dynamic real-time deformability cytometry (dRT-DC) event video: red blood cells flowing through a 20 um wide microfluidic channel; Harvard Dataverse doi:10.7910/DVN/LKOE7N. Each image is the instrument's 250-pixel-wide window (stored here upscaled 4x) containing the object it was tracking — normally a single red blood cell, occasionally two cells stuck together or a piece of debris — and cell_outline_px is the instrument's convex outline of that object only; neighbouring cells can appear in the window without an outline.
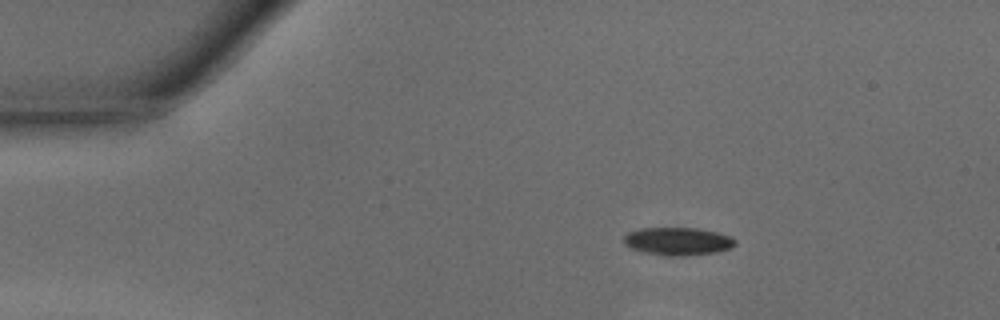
{"species": "common noctule bat (a hibernating species)", "species_latin": "Nyctalus noctula", "temperature_condition": "warm", "stored_images_in_passage": 36, "camera_frame_rate_fps": 3000, "um_per_image_px": 0.085, "animal": {"sex": "male", "body_mass_g": 15.6}, "frame": {"image": 1, "passage_image": 1, "time_ms": 0.0, "image_size_px": [1000, 320], "cell_outline_px": [[736, 244], [732, 248], [716, 252], [684, 256], [664, 256], [640, 252], [624, 244], [624, 236], [628, 232], [640, 228], [696, 228], [716, 232], [728, 236], [736, 240]], "centroid_in_image_um": [57.59, 20.52], "position_along_channel_um": 27.4, "area_um2": 18.21}}
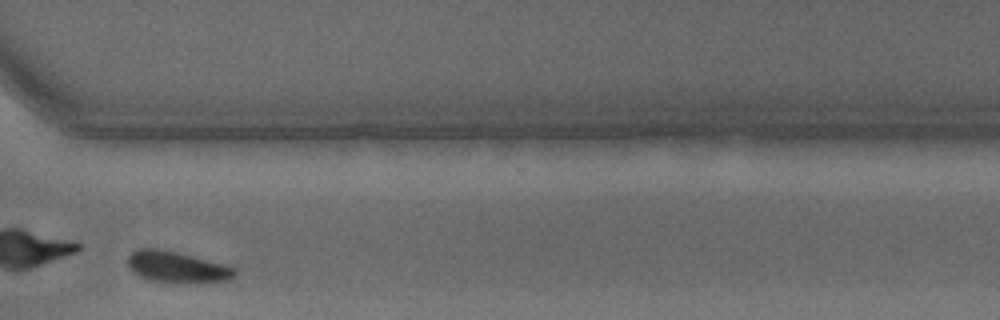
{"frame": {"image": 2, "passage_image": 29, "time_ms": 9.333, "image_size_px": [1000, 320], "cell_outline_px": [[236, 276], [228, 280], [196, 284], [156, 280], [140, 276], [128, 264], [128, 256], [136, 248], [156, 248], [176, 252], [224, 264], [236, 268]], "centroid_in_image_um": [15.11, 22.7], "position_along_channel_um": 355.5, "area_um2": 19.25}}
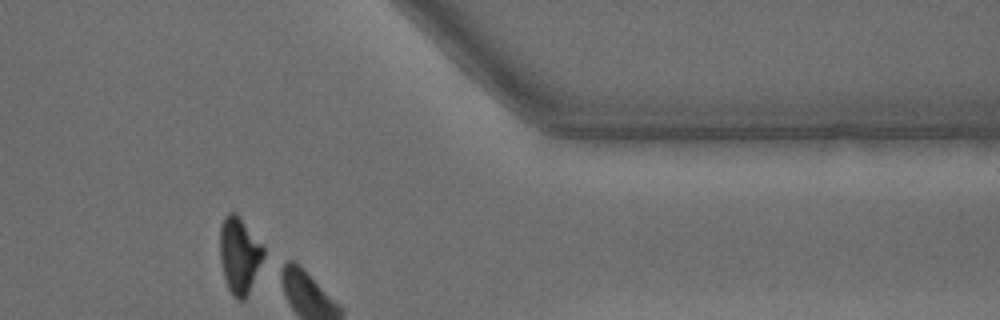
{"frame": {"image": 3, "passage_image": 32, "time_ms": 10.333, "image_size_px": [1000, 320], "cell_outline_px": [[264, 260], [244, 300], [236, 300], [232, 296], [228, 288], [224, 276], [220, 260], [220, 228], [224, 216], [228, 212], [236, 212], [240, 216], [264, 244]], "centroid_in_image_um": [20.37, 21.66], "position_along_channel_um": 391.0, "area_um2": 19.83}}